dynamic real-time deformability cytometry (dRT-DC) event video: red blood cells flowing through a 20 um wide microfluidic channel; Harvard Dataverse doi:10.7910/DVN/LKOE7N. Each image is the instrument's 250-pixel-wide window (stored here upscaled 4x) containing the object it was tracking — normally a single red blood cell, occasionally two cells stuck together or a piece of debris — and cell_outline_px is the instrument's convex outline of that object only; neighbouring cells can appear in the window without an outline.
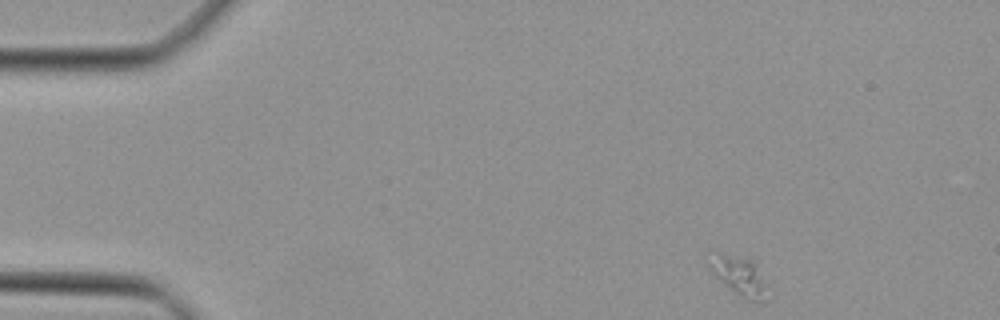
{"species": "Egyptian fruit bat (a non-hibernating species)", "species_latin": "Rousettus aegyptiacus", "temperature_condition": "cold", "stored_images_in_passage": 42, "camera_frame_rate_fps": 3000, "um_per_image_px": 0.085, "animal": {"sex": "female"}, "frame": {"image": 1, "passage_image": 1, "time_ms": 0.0, "image_size_px": [1000, 320], "cell_outline_px": [[764, 300], [744, 300], [724, 284], [708, 268], [708, 264], [716, 248], [756, 260], [764, 284]], "centroid_in_image_um": [62.75, 23.32], "position_along_channel_um": 22.3, "area_um2": 13.53}}
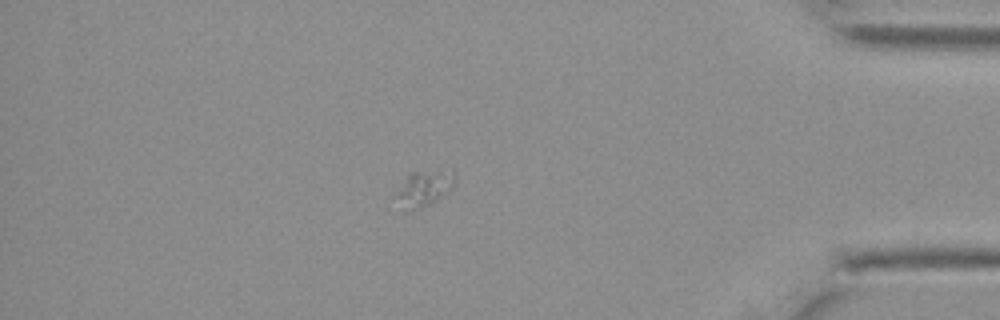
{"frame": {"image": 2, "passage_image": 36, "time_ms": 11.667, "image_size_px": [1000, 320], "cell_outline_px": [[456, 180], [440, 196], [428, 204], [408, 212], [404, 212], [396, 196], [396, 192], [408, 172], [452, 168]], "centroid_in_image_um": [36.01, 15.95], "position_along_channel_um": 399.2, "area_um2": 12.2}}